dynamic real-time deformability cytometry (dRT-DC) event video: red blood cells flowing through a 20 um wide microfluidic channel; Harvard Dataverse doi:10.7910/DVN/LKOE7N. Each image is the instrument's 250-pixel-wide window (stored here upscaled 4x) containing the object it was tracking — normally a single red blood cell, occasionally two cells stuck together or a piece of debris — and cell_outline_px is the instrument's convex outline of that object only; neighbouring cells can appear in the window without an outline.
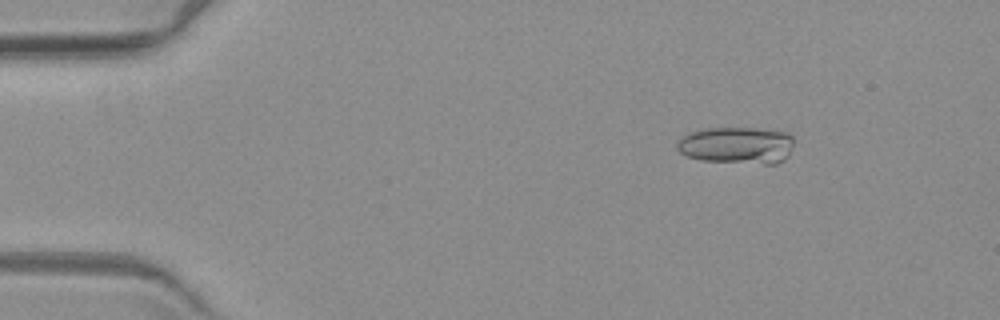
{"species": "common noctule bat (a hibernating species)", "species_latin": "Nyctalus noctula", "temperature_condition": "warm", "stored_images_in_passage": 6, "camera_frame_rate_fps": 3000, "um_per_image_px": 0.085, "animal": {"sex": "female", "body_mass_g": 19.3, "forearm_length_mm": 54.1}, "frame": {"image": 1, "passage_image": 2, "time_ms": 1.667, "image_size_px": [1000, 320], "cell_outline_px": [[792, 144], [788, 156], [784, 160], [776, 164], [764, 164], [700, 160], [688, 156], [680, 152], [676, 148], [676, 144], [688, 132], [708, 128], [756, 128], [788, 132], [792, 136]], "centroid_in_image_um": [62.64, 12.35], "position_along_channel_um": 22.4, "area_um2": 25.26}}